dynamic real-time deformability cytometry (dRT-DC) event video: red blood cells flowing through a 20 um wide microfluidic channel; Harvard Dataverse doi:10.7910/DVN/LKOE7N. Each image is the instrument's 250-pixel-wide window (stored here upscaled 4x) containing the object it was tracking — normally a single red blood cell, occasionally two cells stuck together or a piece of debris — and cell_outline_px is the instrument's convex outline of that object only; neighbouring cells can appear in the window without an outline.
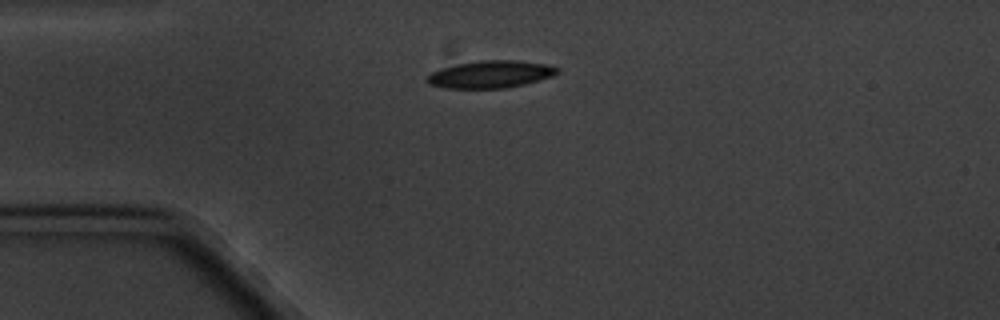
{"species": "common noctule bat (a hibernating species)", "species_latin": "Nyctalus noctula", "temperature_condition": "cold", "stored_images_in_passage": 1, "camera_frame_rate_fps": 3000, "um_per_image_px": 0.085, "animal": {"sex": "male", "body_mass_g": 20.1, "forearm_length_mm": 53.5}, "frame": {"image": 1, "passage_image": 1, "time_ms": 0.0, "image_size_px": [1000, 320], "cell_outline_px": [[560, 72], [552, 76], [524, 84], [504, 88], [444, 88], [428, 84], [424, 80], [432, 72], [440, 68], [456, 64], [480, 60], [516, 60], [544, 64], [560, 68]], "centroid_in_image_um": [41.66, 6.31], "position_along_channel_um": 43.3, "area_um2": 20.75}}